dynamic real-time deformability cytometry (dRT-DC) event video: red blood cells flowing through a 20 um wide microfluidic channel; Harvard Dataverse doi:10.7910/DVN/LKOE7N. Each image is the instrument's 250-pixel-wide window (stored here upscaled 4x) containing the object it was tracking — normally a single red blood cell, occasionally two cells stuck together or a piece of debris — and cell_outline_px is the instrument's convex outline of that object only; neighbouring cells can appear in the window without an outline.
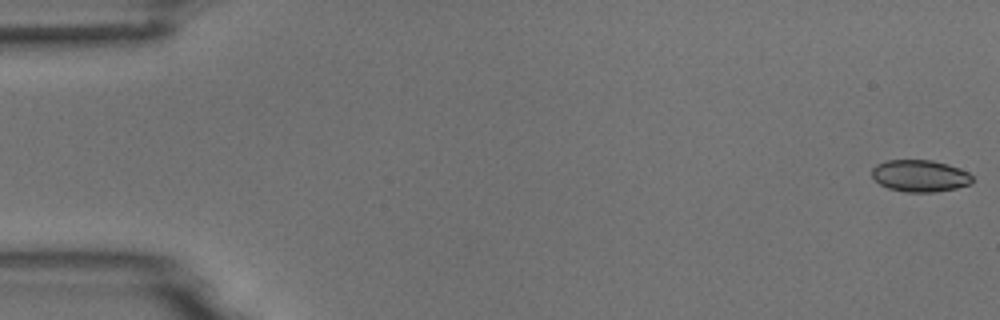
{"species": "common noctule bat (a hibernating species)", "species_latin": "Nyctalus noctula", "temperature_condition": "room temperature", "stored_images_in_passage": 54, "camera_frame_rate_fps": 3000, "um_per_image_px": 0.085, "animal": {"sex": "male", "body_mass_g": 18.8}, "frame": {"image": 1, "passage_image": 1, "time_ms": 0.0, "image_size_px": [1000, 320], "cell_outline_px": [[972, 184], [956, 188], [936, 192], [908, 192], [888, 188], [880, 184], [872, 176], [872, 168], [876, 164], [888, 160], [932, 160], [948, 164], [968, 172], [972, 176]], "centroid_in_image_um": [78.2, 14.94], "position_along_channel_um": 6.8, "area_um2": 18.67}}
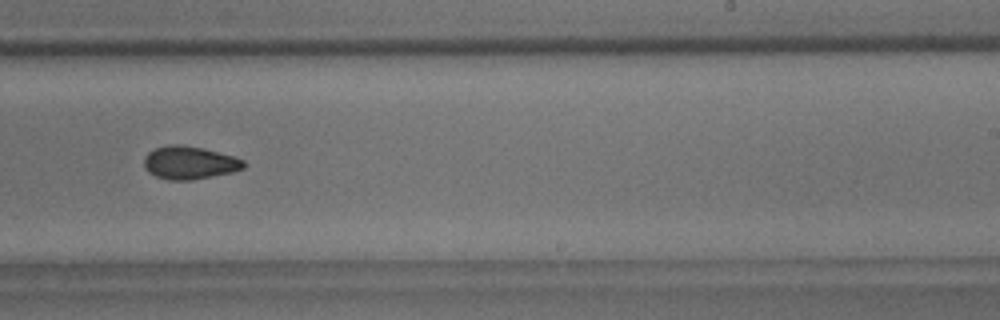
{"frame": {"image": 2, "passage_image": 34, "time_ms": 11.0, "image_size_px": [1000, 320], "cell_outline_px": [[244, 168], [232, 172], [192, 180], [168, 180], [156, 176], [148, 172], [144, 168], [144, 156], [148, 152], [156, 148], [168, 144], [180, 144], [204, 148], [232, 156], [244, 160]], "centroid_in_image_um": [16.07, 13.82], "position_along_channel_um": 272.9, "area_um2": 19.19}}
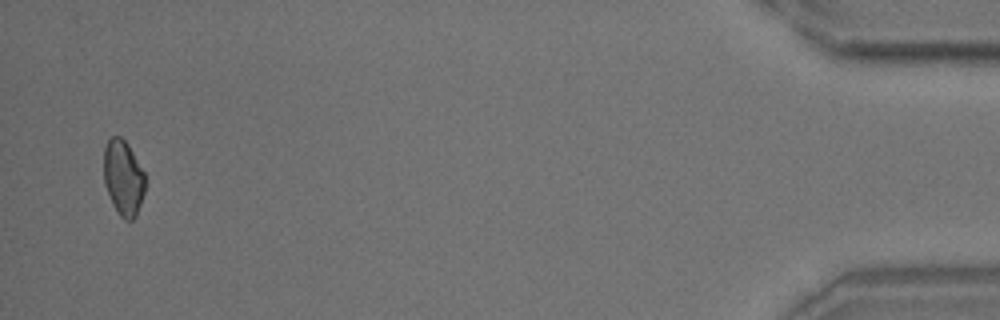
{"frame": {"image": 3, "passage_image": 53, "time_ms": 17.333, "image_size_px": [1000, 320], "cell_outline_px": [[144, 192], [136, 216], [132, 220], [124, 220], [120, 216], [112, 204], [104, 184], [104, 148], [108, 140], [112, 136], [120, 136], [128, 144], [144, 172]], "centroid_in_image_um": [10.46, 15.11], "position_along_channel_um": 424.7, "area_um2": 18.09}, "authors_computed_cell_mechanics": {"area_um2": 18.9006, "velocity_mm_per_s": 3.7349, "shape_relaxation_time_tau1_ms": null, "shape_relaxation_time_tau2_ms": 2.9562, "deformation_change_tau1": null, "deformation_change_tau2": 0.065}}